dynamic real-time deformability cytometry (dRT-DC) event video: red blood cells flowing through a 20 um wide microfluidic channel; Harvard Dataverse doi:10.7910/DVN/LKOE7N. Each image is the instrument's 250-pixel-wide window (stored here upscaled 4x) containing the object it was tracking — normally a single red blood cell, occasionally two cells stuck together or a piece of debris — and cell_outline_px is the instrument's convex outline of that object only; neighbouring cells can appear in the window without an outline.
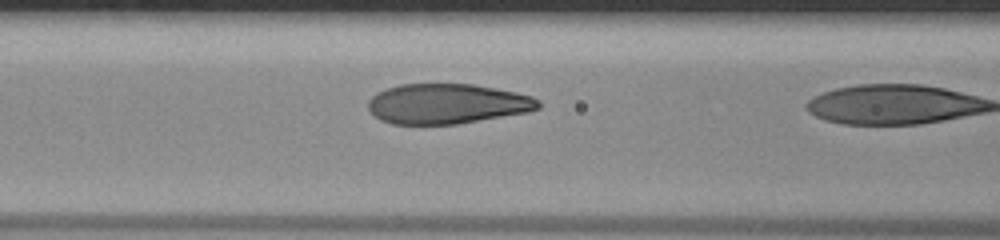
{"species": "human", "species_latin": "Homo sapiens", "temperature_condition": "room temperature", "stored_images_in_passage": 19, "camera_frame_rate_fps": 3000, "um_per_image_px": 0.085, "donor": {"sex": "male"}, "frame": {"image": 1, "passage_image": 18, "time_ms": 5.667, "image_size_px": [1000, 240], "cell_outline_px": [[540, 108], [528, 112], [456, 124], [392, 124], [380, 120], [368, 108], [368, 100], [376, 92], [400, 84], [472, 84], [516, 92], [532, 96], [540, 100]], "centroid_in_image_um": [38.0, 8.82], "position_along_channel_um": 128.6, "area_um2": 39.71}}